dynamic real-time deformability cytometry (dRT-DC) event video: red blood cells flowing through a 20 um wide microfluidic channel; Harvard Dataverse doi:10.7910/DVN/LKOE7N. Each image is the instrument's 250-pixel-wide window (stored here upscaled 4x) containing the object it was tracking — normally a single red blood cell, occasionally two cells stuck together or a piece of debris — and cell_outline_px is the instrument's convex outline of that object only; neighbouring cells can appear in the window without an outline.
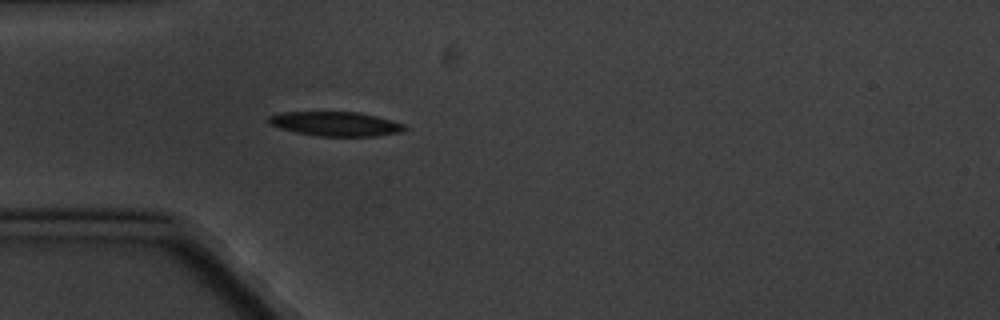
{"species": "common noctule bat (a hibernating species)", "species_latin": "Nyctalus noctula", "temperature_condition": "cold", "stored_images_in_passage": 4, "camera_frame_rate_fps": 3000, "um_per_image_px": 0.085, "animal": {"sex": "male", "body_mass_g": 20.1, "forearm_length_mm": 53.5}, "frame": {"image": 1, "passage_image": 4, "time_ms": 3.333, "image_size_px": [1000, 320], "cell_outline_px": [[408, 128], [400, 132], [376, 136], [320, 136], [296, 132], [280, 128], [268, 124], [264, 120], [268, 116], [280, 112], [360, 112], [376, 116], [404, 124]], "centroid_in_image_um": [28.47, 10.52], "position_along_channel_um": 56.5, "area_um2": 19.36}}